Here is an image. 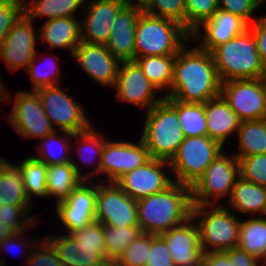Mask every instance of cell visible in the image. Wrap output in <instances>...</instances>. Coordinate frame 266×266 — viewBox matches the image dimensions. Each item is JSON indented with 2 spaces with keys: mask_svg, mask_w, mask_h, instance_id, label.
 <instances>
[{
  "mask_svg": "<svg viewBox=\"0 0 266 266\" xmlns=\"http://www.w3.org/2000/svg\"><path fill=\"white\" fill-rule=\"evenodd\" d=\"M14 95L13 98L6 93V103L13 104L7 120L22 139H41L55 131L44 112L37 91L19 90Z\"/></svg>",
  "mask_w": 266,
  "mask_h": 266,
  "instance_id": "obj_9",
  "label": "cell"
},
{
  "mask_svg": "<svg viewBox=\"0 0 266 266\" xmlns=\"http://www.w3.org/2000/svg\"><path fill=\"white\" fill-rule=\"evenodd\" d=\"M74 159L73 155L71 163L47 166L46 189L48 197L56 198V203L65 200L75 188L86 180V172L82 170L85 165L79 166L80 162H76Z\"/></svg>",
  "mask_w": 266,
  "mask_h": 266,
  "instance_id": "obj_25",
  "label": "cell"
},
{
  "mask_svg": "<svg viewBox=\"0 0 266 266\" xmlns=\"http://www.w3.org/2000/svg\"><path fill=\"white\" fill-rule=\"evenodd\" d=\"M33 205L29 202L22 176L8 160L0 162V205Z\"/></svg>",
  "mask_w": 266,
  "mask_h": 266,
  "instance_id": "obj_33",
  "label": "cell"
},
{
  "mask_svg": "<svg viewBox=\"0 0 266 266\" xmlns=\"http://www.w3.org/2000/svg\"><path fill=\"white\" fill-rule=\"evenodd\" d=\"M124 6L123 0H86L81 10V42L105 45L111 24Z\"/></svg>",
  "mask_w": 266,
  "mask_h": 266,
  "instance_id": "obj_17",
  "label": "cell"
},
{
  "mask_svg": "<svg viewBox=\"0 0 266 266\" xmlns=\"http://www.w3.org/2000/svg\"><path fill=\"white\" fill-rule=\"evenodd\" d=\"M136 142L106 139L100 164V176L105 177L103 181L115 182L124 173L140 167L150 159L142 140Z\"/></svg>",
  "mask_w": 266,
  "mask_h": 266,
  "instance_id": "obj_15",
  "label": "cell"
},
{
  "mask_svg": "<svg viewBox=\"0 0 266 266\" xmlns=\"http://www.w3.org/2000/svg\"><path fill=\"white\" fill-rule=\"evenodd\" d=\"M33 207L34 205H0V243L39 224L38 216L29 215Z\"/></svg>",
  "mask_w": 266,
  "mask_h": 266,
  "instance_id": "obj_31",
  "label": "cell"
},
{
  "mask_svg": "<svg viewBox=\"0 0 266 266\" xmlns=\"http://www.w3.org/2000/svg\"><path fill=\"white\" fill-rule=\"evenodd\" d=\"M107 137L99 133L94 126L83 132L74 133L73 139L77 141L76 153L84 163L94 166L92 170L86 173V180L93 181V178L100 176V164L104 143ZM91 152V153H90ZM95 175V176H94ZM94 176V177H93Z\"/></svg>",
  "mask_w": 266,
  "mask_h": 266,
  "instance_id": "obj_28",
  "label": "cell"
},
{
  "mask_svg": "<svg viewBox=\"0 0 266 266\" xmlns=\"http://www.w3.org/2000/svg\"><path fill=\"white\" fill-rule=\"evenodd\" d=\"M191 187L174 182L164 191L137 201L142 232L161 235L192 217Z\"/></svg>",
  "mask_w": 266,
  "mask_h": 266,
  "instance_id": "obj_2",
  "label": "cell"
},
{
  "mask_svg": "<svg viewBox=\"0 0 266 266\" xmlns=\"http://www.w3.org/2000/svg\"><path fill=\"white\" fill-rule=\"evenodd\" d=\"M26 263V266H64L56 249L45 237H40L34 245Z\"/></svg>",
  "mask_w": 266,
  "mask_h": 266,
  "instance_id": "obj_44",
  "label": "cell"
},
{
  "mask_svg": "<svg viewBox=\"0 0 266 266\" xmlns=\"http://www.w3.org/2000/svg\"><path fill=\"white\" fill-rule=\"evenodd\" d=\"M36 91L41 98L44 112L55 130L74 134L93 126L82 104L75 101V98L59 85L43 87Z\"/></svg>",
  "mask_w": 266,
  "mask_h": 266,
  "instance_id": "obj_10",
  "label": "cell"
},
{
  "mask_svg": "<svg viewBox=\"0 0 266 266\" xmlns=\"http://www.w3.org/2000/svg\"><path fill=\"white\" fill-rule=\"evenodd\" d=\"M45 238L56 249L64 266H112L99 246L80 245L70 234H50Z\"/></svg>",
  "mask_w": 266,
  "mask_h": 266,
  "instance_id": "obj_22",
  "label": "cell"
},
{
  "mask_svg": "<svg viewBox=\"0 0 266 266\" xmlns=\"http://www.w3.org/2000/svg\"><path fill=\"white\" fill-rule=\"evenodd\" d=\"M228 209L241 214L266 216V187L238 177L227 201Z\"/></svg>",
  "mask_w": 266,
  "mask_h": 266,
  "instance_id": "obj_26",
  "label": "cell"
},
{
  "mask_svg": "<svg viewBox=\"0 0 266 266\" xmlns=\"http://www.w3.org/2000/svg\"><path fill=\"white\" fill-rule=\"evenodd\" d=\"M70 235L80 242V245L99 246L104 252L106 251L103 224L98 220L90 222L83 229L72 232Z\"/></svg>",
  "mask_w": 266,
  "mask_h": 266,
  "instance_id": "obj_48",
  "label": "cell"
},
{
  "mask_svg": "<svg viewBox=\"0 0 266 266\" xmlns=\"http://www.w3.org/2000/svg\"><path fill=\"white\" fill-rule=\"evenodd\" d=\"M186 30L191 33L218 10V0H185Z\"/></svg>",
  "mask_w": 266,
  "mask_h": 266,
  "instance_id": "obj_41",
  "label": "cell"
},
{
  "mask_svg": "<svg viewBox=\"0 0 266 266\" xmlns=\"http://www.w3.org/2000/svg\"><path fill=\"white\" fill-rule=\"evenodd\" d=\"M113 89L116 90L118 101L136 105L145 112L165 98V95L156 97L155 94L160 91L149 81L136 61L120 62Z\"/></svg>",
  "mask_w": 266,
  "mask_h": 266,
  "instance_id": "obj_13",
  "label": "cell"
},
{
  "mask_svg": "<svg viewBox=\"0 0 266 266\" xmlns=\"http://www.w3.org/2000/svg\"><path fill=\"white\" fill-rule=\"evenodd\" d=\"M247 28L248 24L239 16L219 9L190 33V40H195L196 43L199 41V48L212 52L217 46L233 39Z\"/></svg>",
  "mask_w": 266,
  "mask_h": 266,
  "instance_id": "obj_20",
  "label": "cell"
},
{
  "mask_svg": "<svg viewBox=\"0 0 266 266\" xmlns=\"http://www.w3.org/2000/svg\"><path fill=\"white\" fill-rule=\"evenodd\" d=\"M5 83H3L1 76H0V92H7V85H4Z\"/></svg>",
  "mask_w": 266,
  "mask_h": 266,
  "instance_id": "obj_55",
  "label": "cell"
},
{
  "mask_svg": "<svg viewBox=\"0 0 266 266\" xmlns=\"http://www.w3.org/2000/svg\"><path fill=\"white\" fill-rule=\"evenodd\" d=\"M96 200L97 181L84 180L65 200L55 204V210L96 211Z\"/></svg>",
  "mask_w": 266,
  "mask_h": 266,
  "instance_id": "obj_39",
  "label": "cell"
},
{
  "mask_svg": "<svg viewBox=\"0 0 266 266\" xmlns=\"http://www.w3.org/2000/svg\"><path fill=\"white\" fill-rule=\"evenodd\" d=\"M238 247L263 261L266 258V217L240 221Z\"/></svg>",
  "mask_w": 266,
  "mask_h": 266,
  "instance_id": "obj_32",
  "label": "cell"
},
{
  "mask_svg": "<svg viewBox=\"0 0 266 266\" xmlns=\"http://www.w3.org/2000/svg\"><path fill=\"white\" fill-rule=\"evenodd\" d=\"M187 45L176 55L171 90L164 95L180 102L206 103L220 96L222 82L212 53Z\"/></svg>",
  "mask_w": 266,
  "mask_h": 266,
  "instance_id": "obj_1",
  "label": "cell"
},
{
  "mask_svg": "<svg viewBox=\"0 0 266 266\" xmlns=\"http://www.w3.org/2000/svg\"><path fill=\"white\" fill-rule=\"evenodd\" d=\"M59 130L39 139L36 155L33 153V158L43 162L47 166L57 164L71 163V157L74 154L76 145H73V134ZM58 135V136H57ZM57 147V148H56ZM74 148V150H72ZM72 154V155H71Z\"/></svg>",
  "mask_w": 266,
  "mask_h": 266,
  "instance_id": "obj_27",
  "label": "cell"
},
{
  "mask_svg": "<svg viewBox=\"0 0 266 266\" xmlns=\"http://www.w3.org/2000/svg\"><path fill=\"white\" fill-rule=\"evenodd\" d=\"M6 93L7 92H0V101L6 103Z\"/></svg>",
  "mask_w": 266,
  "mask_h": 266,
  "instance_id": "obj_56",
  "label": "cell"
},
{
  "mask_svg": "<svg viewBox=\"0 0 266 266\" xmlns=\"http://www.w3.org/2000/svg\"><path fill=\"white\" fill-rule=\"evenodd\" d=\"M56 214L62 224L66 234L83 229L90 222L95 220L96 211H79V210H56Z\"/></svg>",
  "mask_w": 266,
  "mask_h": 266,
  "instance_id": "obj_47",
  "label": "cell"
},
{
  "mask_svg": "<svg viewBox=\"0 0 266 266\" xmlns=\"http://www.w3.org/2000/svg\"><path fill=\"white\" fill-rule=\"evenodd\" d=\"M177 112L184 137L207 135L205 103L180 102L164 98Z\"/></svg>",
  "mask_w": 266,
  "mask_h": 266,
  "instance_id": "obj_34",
  "label": "cell"
},
{
  "mask_svg": "<svg viewBox=\"0 0 266 266\" xmlns=\"http://www.w3.org/2000/svg\"><path fill=\"white\" fill-rule=\"evenodd\" d=\"M224 147L208 135L185 137L169 162L174 182L192 187Z\"/></svg>",
  "mask_w": 266,
  "mask_h": 266,
  "instance_id": "obj_7",
  "label": "cell"
},
{
  "mask_svg": "<svg viewBox=\"0 0 266 266\" xmlns=\"http://www.w3.org/2000/svg\"><path fill=\"white\" fill-rule=\"evenodd\" d=\"M202 266H231L228 256L223 251L203 254Z\"/></svg>",
  "mask_w": 266,
  "mask_h": 266,
  "instance_id": "obj_53",
  "label": "cell"
},
{
  "mask_svg": "<svg viewBox=\"0 0 266 266\" xmlns=\"http://www.w3.org/2000/svg\"><path fill=\"white\" fill-rule=\"evenodd\" d=\"M211 53L221 82L266 78V66L260 59L254 34L249 27Z\"/></svg>",
  "mask_w": 266,
  "mask_h": 266,
  "instance_id": "obj_3",
  "label": "cell"
},
{
  "mask_svg": "<svg viewBox=\"0 0 266 266\" xmlns=\"http://www.w3.org/2000/svg\"><path fill=\"white\" fill-rule=\"evenodd\" d=\"M126 6H131L144 11L152 0H123Z\"/></svg>",
  "mask_w": 266,
  "mask_h": 266,
  "instance_id": "obj_54",
  "label": "cell"
},
{
  "mask_svg": "<svg viewBox=\"0 0 266 266\" xmlns=\"http://www.w3.org/2000/svg\"><path fill=\"white\" fill-rule=\"evenodd\" d=\"M142 135L150 158L168 161L177 153L184 140L176 110L163 99L145 112Z\"/></svg>",
  "mask_w": 266,
  "mask_h": 266,
  "instance_id": "obj_5",
  "label": "cell"
},
{
  "mask_svg": "<svg viewBox=\"0 0 266 266\" xmlns=\"http://www.w3.org/2000/svg\"><path fill=\"white\" fill-rule=\"evenodd\" d=\"M220 96L241 121L266 119V78L222 82Z\"/></svg>",
  "mask_w": 266,
  "mask_h": 266,
  "instance_id": "obj_11",
  "label": "cell"
},
{
  "mask_svg": "<svg viewBox=\"0 0 266 266\" xmlns=\"http://www.w3.org/2000/svg\"><path fill=\"white\" fill-rule=\"evenodd\" d=\"M142 231L139 226L112 227L103 225L106 260L112 265Z\"/></svg>",
  "mask_w": 266,
  "mask_h": 266,
  "instance_id": "obj_37",
  "label": "cell"
},
{
  "mask_svg": "<svg viewBox=\"0 0 266 266\" xmlns=\"http://www.w3.org/2000/svg\"><path fill=\"white\" fill-rule=\"evenodd\" d=\"M154 234L141 232L112 264V266H145Z\"/></svg>",
  "mask_w": 266,
  "mask_h": 266,
  "instance_id": "obj_40",
  "label": "cell"
},
{
  "mask_svg": "<svg viewBox=\"0 0 266 266\" xmlns=\"http://www.w3.org/2000/svg\"><path fill=\"white\" fill-rule=\"evenodd\" d=\"M265 2L263 0H218L219 9L239 16L248 25L257 18L252 19L253 13Z\"/></svg>",
  "mask_w": 266,
  "mask_h": 266,
  "instance_id": "obj_46",
  "label": "cell"
},
{
  "mask_svg": "<svg viewBox=\"0 0 266 266\" xmlns=\"http://www.w3.org/2000/svg\"><path fill=\"white\" fill-rule=\"evenodd\" d=\"M72 59L94 82L106 88H113L120 61L111 54L106 45L80 42Z\"/></svg>",
  "mask_w": 266,
  "mask_h": 266,
  "instance_id": "obj_18",
  "label": "cell"
},
{
  "mask_svg": "<svg viewBox=\"0 0 266 266\" xmlns=\"http://www.w3.org/2000/svg\"><path fill=\"white\" fill-rule=\"evenodd\" d=\"M188 42L192 43L190 33L178 22L140 13L135 31V58L177 55Z\"/></svg>",
  "mask_w": 266,
  "mask_h": 266,
  "instance_id": "obj_4",
  "label": "cell"
},
{
  "mask_svg": "<svg viewBox=\"0 0 266 266\" xmlns=\"http://www.w3.org/2000/svg\"><path fill=\"white\" fill-rule=\"evenodd\" d=\"M192 218L198 225L204 253L238 247L241 219L228 210L227 206L193 205Z\"/></svg>",
  "mask_w": 266,
  "mask_h": 266,
  "instance_id": "obj_6",
  "label": "cell"
},
{
  "mask_svg": "<svg viewBox=\"0 0 266 266\" xmlns=\"http://www.w3.org/2000/svg\"><path fill=\"white\" fill-rule=\"evenodd\" d=\"M238 162L240 177L266 187V154L242 157Z\"/></svg>",
  "mask_w": 266,
  "mask_h": 266,
  "instance_id": "obj_43",
  "label": "cell"
},
{
  "mask_svg": "<svg viewBox=\"0 0 266 266\" xmlns=\"http://www.w3.org/2000/svg\"><path fill=\"white\" fill-rule=\"evenodd\" d=\"M145 266H175L168 245L160 235L152 238Z\"/></svg>",
  "mask_w": 266,
  "mask_h": 266,
  "instance_id": "obj_50",
  "label": "cell"
},
{
  "mask_svg": "<svg viewBox=\"0 0 266 266\" xmlns=\"http://www.w3.org/2000/svg\"><path fill=\"white\" fill-rule=\"evenodd\" d=\"M166 168L171 169L168 161L150 158L140 167L124 173L115 183L129 197L138 201L160 193L174 183L171 175L165 173Z\"/></svg>",
  "mask_w": 266,
  "mask_h": 266,
  "instance_id": "obj_14",
  "label": "cell"
},
{
  "mask_svg": "<svg viewBox=\"0 0 266 266\" xmlns=\"http://www.w3.org/2000/svg\"><path fill=\"white\" fill-rule=\"evenodd\" d=\"M99 180L95 220L117 228L138 226L137 201L129 197L115 182L104 183Z\"/></svg>",
  "mask_w": 266,
  "mask_h": 266,
  "instance_id": "obj_12",
  "label": "cell"
},
{
  "mask_svg": "<svg viewBox=\"0 0 266 266\" xmlns=\"http://www.w3.org/2000/svg\"><path fill=\"white\" fill-rule=\"evenodd\" d=\"M141 12L125 5L111 24V33L105 45L120 62L135 61V31Z\"/></svg>",
  "mask_w": 266,
  "mask_h": 266,
  "instance_id": "obj_21",
  "label": "cell"
},
{
  "mask_svg": "<svg viewBox=\"0 0 266 266\" xmlns=\"http://www.w3.org/2000/svg\"><path fill=\"white\" fill-rule=\"evenodd\" d=\"M175 59L176 55H158L137 57L135 61L142 68L149 81L155 85L159 91L167 90L165 94H168L171 90Z\"/></svg>",
  "mask_w": 266,
  "mask_h": 266,
  "instance_id": "obj_35",
  "label": "cell"
},
{
  "mask_svg": "<svg viewBox=\"0 0 266 266\" xmlns=\"http://www.w3.org/2000/svg\"><path fill=\"white\" fill-rule=\"evenodd\" d=\"M41 54L39 52L36 53L33 60L28 65L26 69V73L29 76V79L32 84V90L36 91L37 89L43 87H50L59 85V79H61V71L58 60L53 56V59L48 57V59L44 58V60H48L47 62L42 60L41 62L45 63L44 67L40 64L38 57ZM51 59V60H49ZM50 61V62H49ZM39 62V63H38ZM59 78V79H58Z\"/></svg>",
  "mask_w": 266,
  "mask_h": 266,
  "instance_id": "obj_38",
  "label": "cell"
},
{
  "mask_svg": "<svg viewBox=\"0 0 266 266\" xmlns=\"http://www.w3.org/2000/svg\"><path fill=\"white\" fill-rule=\"evenodd\" d=\"M25 232H20V233H16L14 236L6 238L5 240H3L0 243V251L1 253H5L8 254L11 251H13V249L15 250V248L17 249V251L19 252V250L21 251V253L23 256H25V261H27V259L29 258V254L31 252L32 249H30V247H34V245L37 243V241L40 239L39 237H36V240H29L27 241L26 238L24 236L27 235L24 234ZM23 235V236H22ZM25 238V239H24ZM27 243V244H26ZM30 244V245H29ZM24 246V247H23ZM29 247V249H27ZM21 248V249H20ZM25 248V250H24ZM19 249V250H18ZM23 250V251H22ZM29 250V251H28ZM4 251V252H3ZM14 252V251H13ZM16 252V251H15ZM5 254H0V266H6L7 262L5 261L6 259H4ZM3 258H2V256Z\"/></svg>",
  "mask_w": 266,
  "mask_h": 266,
  "instance_id": "obj_49",
  "label": "cell"
},
{
  "mask_svg": "<svg viewBox=\"0 0 266 266\" xmlns=\"http://www.w3.org/2000/svg\"><path fill=\"white\" fill-rule=\"evenodd\" d=\"M237 159L255 154H266V119L241 121L237 131Z\"/></svg>",
  "mask_w": 266,
  "mask_h": 266,
  "instance_id": "obj_29",
  "label": "cell"
},
{
  "mask_svg": "<svg viewBox=\"0 0 266 266\" xmlns=\"http://www.w3.org/2000/svg\"><path fill=\"white\" fill-rule=\"evenodd\" d=\"M239 162L233 153L219 154L206 168L203 176L191 187L193 205H217L231 196L239 177Z\"/></svg>",
  "mask_w": 266,
  "mask_h": 266,
  "instance_id": "obj_8",
  "label": "cell"
},
{
  "mask_svg": "<svg viewBox=\"0 0 266 266\" xmlns=\"http://www.w3.org/2000/svg\"><path fill=\"white\" fill-rule=\"evenodd\" d=\"M22 176L27 198L31 204L33 197L49 198L46 189L47 165L32 156L22 159L19 164H14ZM33 200V201H32ZM33 202V203H32Z\"/></svg>",
  "mask_w": 266,
  "mask_h": 266,
  "instance_id": "obj_36",
  "label": "cell"
},
{
  "mask_svg": "<svg viewBox=\"0 0 266 266\" xmlns=\"http://www.w3.org/2000/svg\"><path fill=\"white\" fill-rule=\"evenodd\" d=\"M3 160H5L4 157H1V156H0V162L3 161Z\"/></svg>",
  "mask_w": 266,
  "mask_h": 266,
  "instance_id": "obj_57",
  "label": "cell"
},
{
  "mask_svg": "<svg viewBox=\"0 0 266 266\" xmlns=\"http://www.w3.org/2000/svg\"><path fill=\"white\" fill-rule=\"evenodd\" d=\"M248 27L254 34L258 54L266 66V15L257 17Z\"/></svg>",
  "mask_w": 266,
  "mask_h": 266,
  "instance_id": "obj_51",
  "label": "cell"
},
{
  "mask_svg": "<svg viewBox=\"0 0 266 266\" xmlns=\"http://www.w3.org/2000/svg\"><path fill=\"white\" fill-rule=\"evenodd\" d=\"M86 0H23L24 14L34 22L35 18L45 17V21L75 17L78 9L83 8Z\"/></svg>",
  "mask_w": 266,
  "mask_h": 266,
  "instance_id": "obj_30",
  "label": "cell"
},
{
  "mask_svg": "<svg viewBox=\"0 0 266 266\" xmlns=\"http://www.w3.org/2000/svg\"><path fill=\"white\" fill-rule=\"evenodd\" d=\"M34 23L25 14L15 23L0 45V59L11 72L26 69L37 53Z\"/></svg>",
  "mask_w": 266,
  "mask_h": 266,
  "instance_id": "obj_16",
  "label": "cell"
},
{
  "mask_svg": "<svg viewBox=\"0 0 266 266\" xmlns=\"http://www.w3.org/2000/svg\"><path fill=\"white\" fill-rule=\"evenodd\" d=\"M229 258L231 266H262V261L239 247L223 251Z\"/></svg>",
  "mask_w": 266,
  "mask_h": 266,
  "instance_id": "obj_52",
  "label": "cell"
},
{
  "mask_svg": "<svg viewBox=\"0 0 266 266\" xmlns=\"http://www.w3.org/2000/svg\"><path fill=\"white\" fill-rule=\"evenodd\" d=\"M262 264H266V258L262 261Z\"/></svg>",
  "mask_w": 266,
  "mask_h": 266,
  "instance_id": "obj_58",
  "label": "cell"
},
{
  "mask_svg": "<svg viewBox=\"0 0 266 266\" xmlns=\"http://www.w3.org/2000/svg\"><path fill=\"white\" fill-rule=\"evenodd\" d=\"M144 12L178 22L186 29L185 0H152Z\"/></svg>",
  "mask_w": 266,
  "mask_h": 266,
  "instance_id": "obj_42",
  "label": "cell"
},
{
  "mask_svg": "<svg viewBox=\"0 0 266 266\" xmlns=\"http://www.w3.org/2000/svg\"><path fill=\"white\" fill-rule=\"evenodd\" d=\"M207 135L223 147L227 139L237 134L241 120L221 96L205 103Z\"/></svg>",
  "mask_w": 266,
  "mask_h": 266,
  "instance_id": "obj_24",
  "label": "cell"
},
{
  "mask_svg": "<svg viewBox=\"0 0 266 266\" xmlns=\"http://www.w3.org/2000/svg\"><path fill=\"white\" fill-rule=\"evenodd\" d=\"M168 245L175 266H202L203 250L194 218L160 235Z\"/></svg>",
  "mask_w": 266,
  "mask_h": 266,
  "instance_id": "obj_19",
  "label": "cell"
},
{
  "mask_svg": "<svg viewBox=\"0 0 266 266\" xmlns=\"http://www.w3.org/2000/svg\"><path fill=\"white\" fill-rule=\"evenodd\" d=\"M23 14V0H0V45Z\"/></svg>",
  "mask_w": 266,
  "mask_h": 266,
  "instance_id": "obj_45",
  "label": "cell"
},
{
  "mask_svg": "<svg viewBox=\"0 0 266 266\" xmlns=\"http://www.w3.org/2000/svg\"><path fill=\"white\" fill-rule=\"evenodd\" d=\"M39 40L49 49H65L73 55L74 50L81 42L80 18L61 17L44 21L38 27Z\"/></svg>",
  "mask_w": 266,
  "mask_h": 266,
  "instance_id": "obj_23",
  "label": "cell"
}]
</instances>
